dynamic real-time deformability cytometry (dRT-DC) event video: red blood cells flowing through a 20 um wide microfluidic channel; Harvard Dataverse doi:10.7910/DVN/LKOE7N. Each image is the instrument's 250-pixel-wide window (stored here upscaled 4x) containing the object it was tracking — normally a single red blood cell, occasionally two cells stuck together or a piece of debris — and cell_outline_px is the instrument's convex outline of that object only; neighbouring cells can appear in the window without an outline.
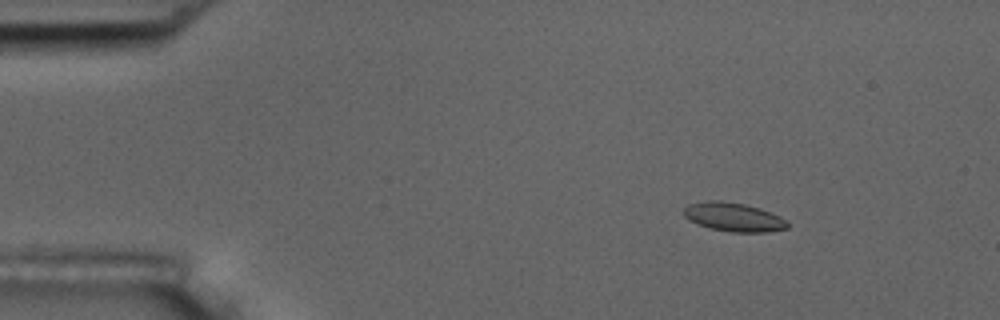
{"species": "common noctule bat (a hibernating species)", "species_latin": "Nyctalus noctula", "temperature_condition": "room temperature", "stored_images_in_passage": 6, "camera_frame_rate_fps": 3000, "um_per_image_px": 0.085, "animal": {"sex": "male", "body_mass_g": 17.5, "forearm_length_mm": 52.3}, "frame": {"image": 1, "passage_image": 3, "time_ms": 2.333, "image_size_px": [1000, 320], "cell_outline_px": [[788, 228], [768, 232], [732, 232], [712, 228], [688, 220], [684, 216], [684, 208], [688, 204], [708, 200], [720, 200], [744, 204], [760, 208], [780, 216], [788, 220]], "centroid_in_image_um": [62.38, 18.44], "position_along_channel_um": 22.6, "area_um2": 17.4}}
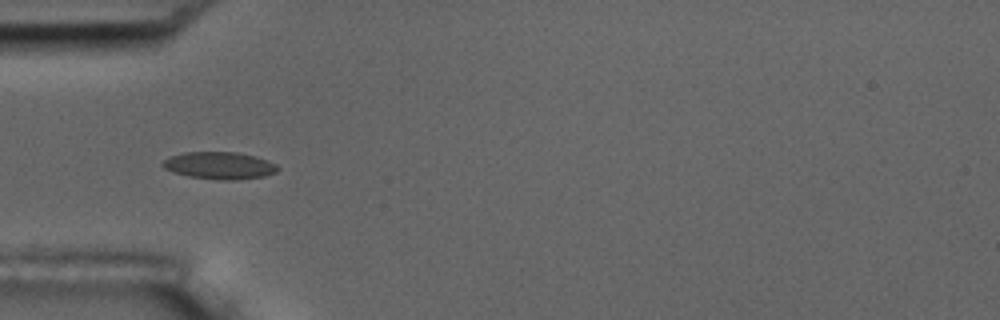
{"frame": {"image": 2, "passage_image": 6, "time_ms": 5.667, "image_size_px": [1000, 320], "cell_outline_px": [[280, 168], [276, 172], [264, 176], [232, 180], [220, 180], [188, 176], [172, 172], [164, 168], [160, 164], [164, 160], [172, 156], [184, 152], [236, 152], [256, 156], [268, 160], [276, 164]], "centroid_in_image_um": [18.66, 14.07], "position_along_channel_um": 66.3, "area_um2": 18.26}}